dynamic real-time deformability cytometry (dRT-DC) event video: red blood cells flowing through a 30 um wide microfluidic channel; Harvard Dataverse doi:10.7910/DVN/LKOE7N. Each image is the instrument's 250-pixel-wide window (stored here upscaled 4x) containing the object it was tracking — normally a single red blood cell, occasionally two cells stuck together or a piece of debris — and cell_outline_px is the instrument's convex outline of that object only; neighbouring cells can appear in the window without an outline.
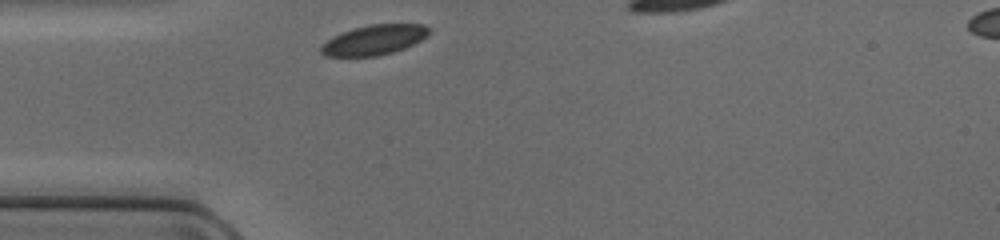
{"species": "common noctule bat (a hibernating species)", "species_latin": "Nyctalus noctula", "temperature_condition": "cold", "stored_images_in_passage": 26, "camera_frame_rate_fps": 3000, "um_per_image_px": 0.085, "animal": {"sex": "female", "body_mass_g": 17.0, "forearm_length_mm": 48.0}, "frame": {"image": 1, "passage_image": 1, "time_ms": 0.0, "image_size_px": [1000, 240], "cell_outline_px": [[432, 28], [428, 36], [404, 48], [392, 52], [376, 56], [324, 56], [320, 52], [320, 48], [332, 36], [352, 28], [372, 24], [424, 24]], "centroid_in_image_um": [31.82, 3.38], "position_along_channel_um": 53.2, "area_um2": 18.84}}
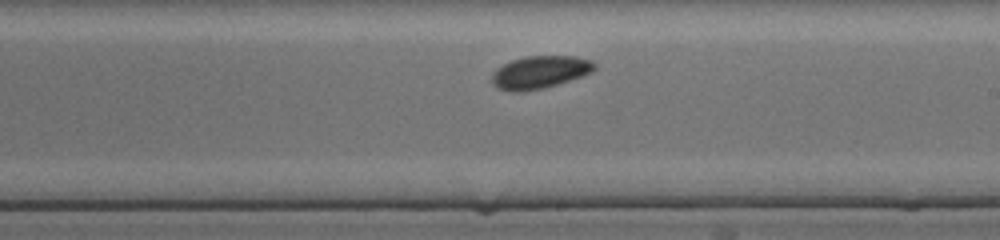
{"frame": {"image": 2, "passage_image": 15, "time_ms": 4.667, "image_size_px": [1000, 240], "cell_outline_px": [[596, 68], [592, 72], [584, 76], [556, 84], [540, 88], [520, 92], [512, 92], [500, 88], [492, 84], [492, 76], [504, 64], [512, 60], [524, 56], [576, 56], [592, 60], [596, 64]], "centroid_in_image_um": [45.95, 6.12], "position_along_channel_um": 243.0, "area_um2": 19.31}}
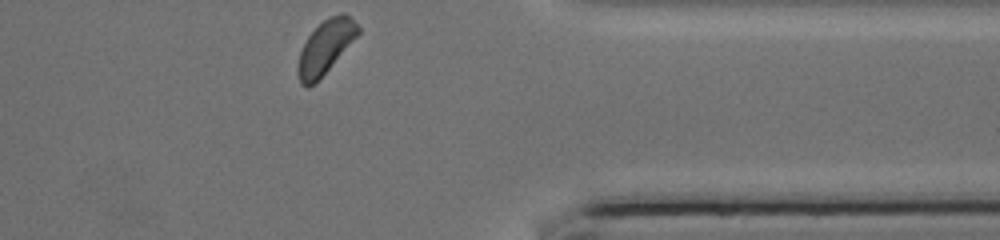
{"frame": {"image": 3, "passage_image": 26, "time_ms": 8.333, "image_size_px": [1000, 240], "cell_outline_px": [[360, 32], [328, 68], [308, 88], [300, 84], [296, 72], [296, 68], [300, 52], [308, 36], [328, 16], [340, 12], [344, 12], [360, 28]], "centroid_in_image_um": [27.62, 3.98], "position_along_channel_um": 383.8, "area_um2": 18.15}}